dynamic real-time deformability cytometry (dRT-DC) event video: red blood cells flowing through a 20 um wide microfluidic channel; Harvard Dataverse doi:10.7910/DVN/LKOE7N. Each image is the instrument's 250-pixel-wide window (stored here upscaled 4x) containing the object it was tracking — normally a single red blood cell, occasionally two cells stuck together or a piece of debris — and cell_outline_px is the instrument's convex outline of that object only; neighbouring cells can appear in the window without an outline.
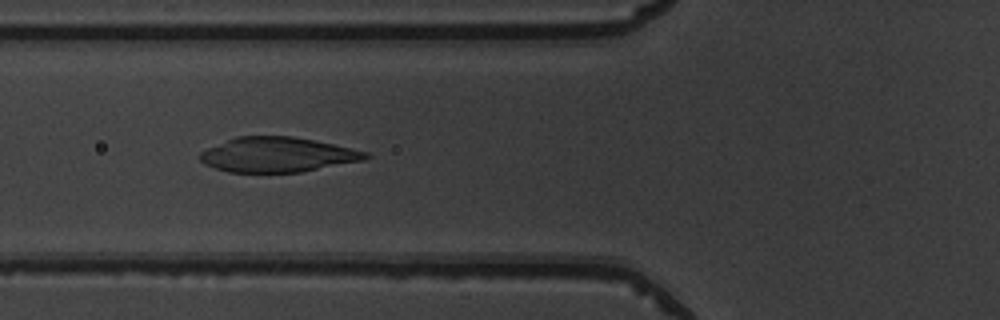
{"species": "common noctule bat (a hibernating species)", "species_latin": "Nyctalus noctula", "temperature_condition": "warm", "stored_images_in_passage": 52, "camera_frame_rate_fps": 3000, "um_per_image_px": 0.085, "animal": {"sex": "male", "body_mass_g": 19.5, "forearm_length_mm": 54.6}, "frame": {"image": 1, "passage_image": 20, "time_ms": 6.333, "image_size_px": [1000, 320], "cell_outline_px": [[372, 156], [364, 160], [300, 172], [228, 172], [204, 164], [200, 160], [200, 152], [208, 148], [236, 136], [292, 136], [352, 148], [368, 152]], "centroid_in_image_um": [23.59, 13.15], "position_along_channel_um": 102.2, "area_um2": 33.41}}
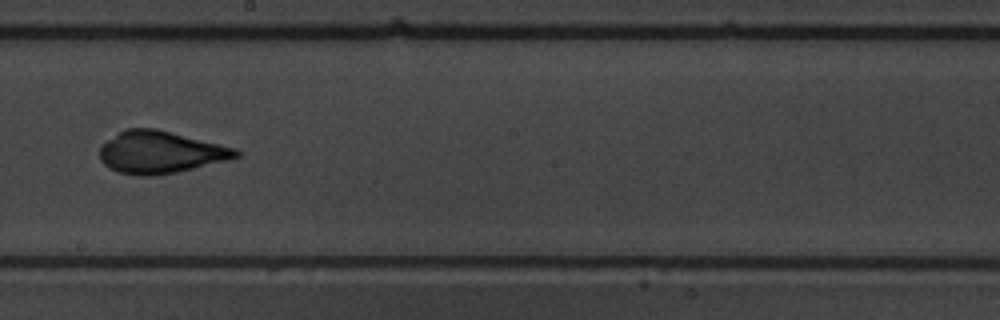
{"frame": {"image": 2, "passage_image": 30, "time_ms": 9.667, "image_size_px": [1000, 320], "cell_outline_px": [[240, 156], [228, 160], [176, 172], [152, 176], [140, 176], [120, 172], [104, 164], [100, 160], [100, 148], [108, 140], [124, 128], [156, 128], [236, 148], [240, 152]], "centroid_in_image_um": [13.65, 12.93], "position_along_channel_um": 234.6, "area_um2": 33.23}}
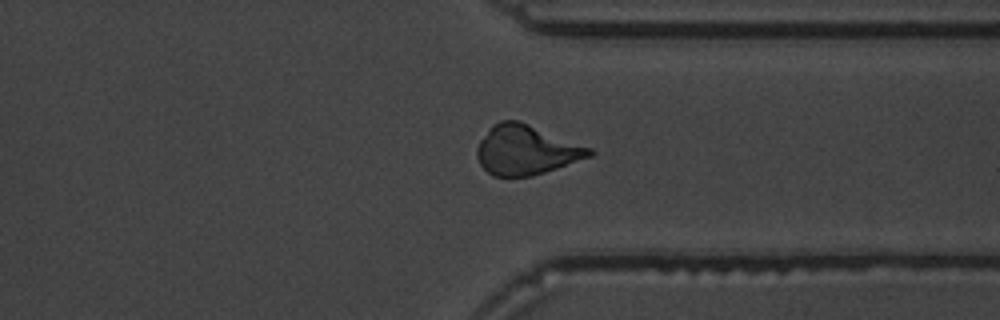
{"frame": {"image": 3, "passage_image": 40, "time_ms": 13.0, "image_size_px": [1000, 320], "cell_outline_px": [[596, 152], [592, 156], [532, 176], [492, 176], [480, 164], [476, 156], [476, 148], [480, 140], [492, 124], [500, 120], [520, 120], [592, 148]], "centroid_in_image_um": [44.72, 12.73], "position_along_channel_um": 366.7, "area_um2": 32.6}}